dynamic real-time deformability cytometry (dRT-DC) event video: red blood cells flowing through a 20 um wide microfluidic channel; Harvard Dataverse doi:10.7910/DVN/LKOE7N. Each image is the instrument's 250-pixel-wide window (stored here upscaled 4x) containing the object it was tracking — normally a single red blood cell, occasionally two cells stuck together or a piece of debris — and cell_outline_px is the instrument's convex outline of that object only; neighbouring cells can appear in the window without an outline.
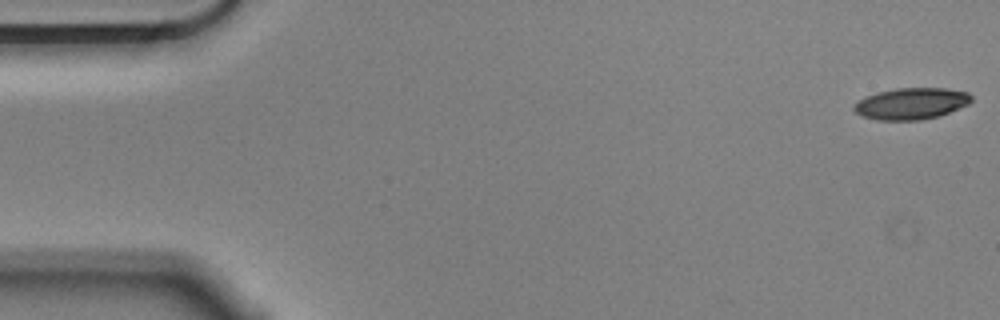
{"species": "Egyptian fruit bat (a non-hibernating species)", "species_latin": "Rousettus aegyptiacus", "temperature_condition": "cold", "stored_images_in_passage": 13, "camera_frame_rate_fps": 3000, "um_per_image_px": 0.085, "animal": {"sex": "male"}, "frame": {"image": 1, "passage_image": 1, "time_ms": 0.0, "image_size_px": [1000, 320], "cell_outline_px": [[972, 100], [968, 104], [948, 112], [936, 116], [920, 120], [876, 120], [860, 116], [852, 108], [864, 96], [876, 92], [896, 88], [948, 88], [968, 92], [972, 96]], "centroid_in_image_um": [77.43, 8.79], "position_along_channel_um": 7.6, "area_um2": 21.56}}